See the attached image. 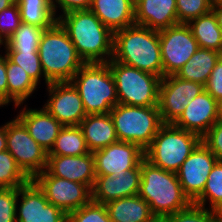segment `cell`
Wrapping results in <instances>:
<instances>
[{
  "label": "cell",
  "mask_w": 222,
  "mask_h": 222,
  "mask_svg": "<svg viewBox=\"0 0 222 222\" xmlns=\"http://www.w3.org/2000/svg\"><path fill=\"white\" fill-rule=\"evenodd\" d=\"M84 63H107L113 56V33L90 10L58 16Z\"/></svg>",
  "instance_id": "cell-1"
},
{
  "label": "cell",
  "mask_w": 222,
  "mask_h": 222,
  "mask_svg": "<svg viewBox=\"0 0 222 222\" xmlns=\"http://www.w3.org/2000/svg\"><path fill=\"white\" fill-rule=\"evenodd\" d=\"M112 60L164 77L159 31L133 24L113 33Z\"/></svg>",
  "instance_id": "cell-2"
},
{
  "label": "cell",
  "mask_w": 222,
  "mask_h": 222,
  "mask_svg": "<svg viewBox=\"0 0 222 222\" xmlns=\"http://www.w3.org/2000/svg\"><path fill=\"white\" fill-rule=\"evenodd\" d=\"M38 53L46 86L53 82H70L85 64L58 21L43 31Z\"/></svg>",
  "instance_id": "cell-3"
},
{
  "label": "cell",
  "mask_w": 222,
  "mask_h": 222,
  "mask_svg": "<svg viewBox=\"0 0 222 222\" xmlns=\"http://www.w3.org/2000/svg\"><path fill=\"white\" fill-rule=\"evenodd\" d=\"M138 195L149 204L153 215H171L192 204L175 172L154 166L145 158L141 161Z\"/></svg>",
  "instance_id": "cell-4"
},
{
  "label": "cell",
  "mask_w": 222,
  "mask_h": 222,
  "mask_svg": "<svg viewBox=\"0 0 222 222\" xmlns=\"http://www.w3.org/2000/svg\"><path fill=\"white\" fill-rule=\"evenodd\" d=\"M70 82L87 115L107 114L118 104L115 80L107 63H85Z\"/></svg>",
  "instance_id": "cell-5"
},
{
  "label": "cell",
  "mask_w": 222,
  "mask_h": 222,
  "mask_svg": "<svg viewBox=\"0 0 222 222\" xmlns=\"http://www.w3.org/2000/svg\"><path fill=\"white\" fill-rule=\"evenodd\" d=\"M201 142L202 138L197 134L173 123H164L144 150V156L154 166L176 173Z\"/></svg>",
  "instance_id": "cell-6"
},
{
  "label": "cell",
  "mask_w": 222,
  "mask_h": 222,
  "mask_svg": "<svg viewBox=\"0 0 222 222\" xmlns=\"http://www.w3.org/2000/svg\"><path fill=\"white\" fill-rule=\"evenodd\" d=\"M119 141L139 145L145 150L164 124L158 106L117 104L109 112Z\"/></svg>",
  "instance_id": "cell-7"
},
{
  "label": "cell",
  "mask_w": 222,
  "mask_h": 222,
  "mask_svg": "<svg viewBox=\"0 0 222 222\" xmlns=\"http://www.w3.org/2000/svg\"><path fill=\"white\" fill-rule=\"evenodd\" d=\"M107 64L113 74L119 104L158 106L161 78L152 73L110 59Z\"/></svg>",
  "instance_id": "cell-8"
},
{
  "label": "cell",
  "mask_w": 222,
  "mask_h": 222,
  "mask_svg": "<svg viewBox=\"0 0 222 222\" xmlns=\"http://www.w3.org/2000/svg\"><path fill=\"white\" fill-rule=\"evenodd\" d=\"M6 146L17 165L30 179L46 169L48 152L29 135L17 117L6 123Z\"/></svg>",
  "instance_id": "cell-9"
},
{
  "label": "cell",
  "mask_w": 222,
  "mask_h": 222,
  "mask_svg": "<svg viewBox=\"0 0 222 222\" xmlns=\"http://www.w3.org/2000/svg\"><path fill=\"white\" fill-rule=\"evenodd\" d=\"M159 41L164 76L175 75L199 48L187 24L159 30Z\"/></svg>",
  "instance_id": "cell-10"
},
{
  "label": "cell",
  "mask_w": 222,
  "mask_h": 222,
  "mask_svg": "<svg viewBox=\"0 0 222 222\" xmlns=\"http://www.w3.org/2000/svg\"><path fill=\"white\" fill-rule=\"evenodd\" d=\"M44 192L49 203L66 214L77 210L92 200L88 185L52 176L46 169L32 179Z\"/></svg>",
  "instance_id": "cell-11"
},
{
  "label": "cell",
  "mask_w": 222,
  "mask_h": 222,
  "mask_svg": "<svg viewBox=\"0 0 222 222\" xmlns=\"http://www.w3.org/2000/svg\"><path fill=\"white\" fill-rule=\"evenodd\" d=\"M205 90L198 82L164 76L160 81L158 109L163 123H174L184 112L190 100Z\"/></svg>",
  "instance_id": "cell-12"
},
{
  "label": "cell",
  "mask_w": 222,
  "mask_h": 222,
  "mask_svg": "<svg viewBox=\"0 0 222 222\" xmlns=\"http://www.w3.org/2000/svg\"><path fill=\"white\" fill-rule=\"evenodd\" d=\"M18 196L21 200H17L16 222H67V214L49 203L32 179L18 188Z\"/></svg>",
  "instance_id": "cell-13"
},
{
  "label": "cell",
  "mask_w": 222,
  "mask_h": 222,
  "mask_svg": "<svg viewBox=\"0 0 222 222\" xmlns=\"http://www.w3.org/2000/svg\"><path fill=\"white\" fill-rule=\"evenodd\" d=\"M46 87L49 99L43 107L63 126H79L87 114L73 84L53 82Z\"/></svg>",
  "instance_id": "cell-14"
},
{
  "label": "cell",
  "mask_w": 222,
  "mask_h": 222,
  "mask_svg": "<svg viewBox=\"0 0 222 222\" xmlns=\"http://www.w3.org/2000/svg\"><path fill=\"white\" fill-rule=\"evenodd\" d=\"M217 161L215 155L201 142L176 172L184 194L192 203L202 194L208 175Z\"/></svg>",
  "instance_id": "cell-15"
},
{
  "label": "cell",
  "mask_w": 222,
  "mask_h": 222,
  "mask_svg": "<svg viewBox=\"0 0 222 222\" xmlns=\"http://www.w3.org/2000/svg\"><path fill=\"white\" fill-rule=\"evenodd\" d=\"M95 175L116 176L125 170L141 168L144 150L135 143L117 141L93 152Z\"/></svg>",
  "instance_id": "cell-16"
},
{
  "label": "cell",
  "mask_w": 222,
  "mask_h": 222,
  "mask_svg": "<svg viewBox=\"0 0 222 222\" xmlns=\"http://www.w3.org/2000/svg\"><path fill=\"white\" fill-rule=\"evenodd\" d=\"M141 168L125 170L116 176L96 175L92 200L107 204L110 201L137 195L140 189Z\"/></svg>",
  "instance_id": "cell-17"
},
{
  "label": "cell",
  "mask_w": 222,
  "mask_h": 222,
  "mask_svg": "<svg viewBox=\"0 0 222 222\" xmlns=\"http://www.w3.org/2000/svg\"><path fill=\"white\" fill-rule=\"evenodd\" d=\"M217 121V100L204 90L190 100L184 112L173 124L202 138Z\"/></svg>",
  "instance_id": "cell-18"
},
{
  "label": "cell",
  "mask_w": 222,
  "mask_h": 222,
  "mask_svg": "<svg viewBox=\"0 0 222 222\" xmlns=\"http://www.w3.org/2000/svg\"><path fill=\"white\" fill-rule=\"evenodd\" d=\"M46 170L59 178L88 185H94L95 164L92 152L80 156L48 155Z\"/></svg>",
  "instance_id": "cell-19"
},
{
  "label": "cell",
  "mask_w": 222,
  "mask_h": 222,
  "mask_svg": "<svg viewBox=\"0 0 222 222\" xmlns=\"http://www.w3.org/2000/svg\"><path fill=\"white\" fill-rule=\"evenodd\" d=\"M21 109L16 116L26 127L29 135L47 152L54 146L63 125L59 123L44 107L39 109Z\"/></svg>",
  "instance_id": "cell-20"
},
{
  "label": "cell",
  "mask_w": 222,
  "mask_h": 222,
  "mask_svg": "<svg viewBox=\"0 0 222 222\" xmlns=\"http://www.w3.org/2000/svg\"><path fill=\"white\" fill-rule=\"evenodd\" d=\"M134 8L137 25L159 31L179 24L176 0H137Z\"/></svg>",
  "instance_id": "cell-21"
},
{
  "label": "cell",
  "mask_w": 222,
  "mask_h": 222,
  "mask_svg": "<svg viewBox=\"0 0 222 222\" xmlns=\"http://www.w3.org/2000/svg\"><path fill=\"white\" fill-rule=\"evenodd\" d=\"M132 0H92L90 10L112 32L135 24Z\"/></svg>",
  "instance_id": "cell-22"
},
{
  "label": "cell",
  "mask_w": 222,
  "mask_h": 222,
  "mask_svg": "<svg viewBox=\"0 0 222 222\" xmlns=\"http://www.w3.org/2000/svg\"><path fill=\"white\" fill-rule=\"evenodd\" d=\"M79 127L87 147L92 153L118 141L114 123L109 113L86 115Z\"/></svg>",
  "instance_id": "cell-23"
},
{
  "label": "cell",
  "mask_w": 222,
  "mask_h": 222,
  "mask_svg": "<svg viewBox=\"0 0 222 222\" xmlns=\"http://www.w3.org/2000/svg\"><path fill=\"white\" fill-rule=\"evenodd\" d=\"M112 222H147L152 216L149 204L138 194L105 204Z\"/></svg>",
  "instance_id": "cell-24"
},
{
  "label": "cell",
  "mask_w": 222,
  "mask_h": 222,
  "mask_svg": "<svg viewBox=\"0 0 222 222\" xmlns=\"http://www.w3.org/2000/svg\"><path fill=\"white\" fill-rule=\"evenodd\" d=\"M221 56L218 51L199 47L175 76L205 85Z\"/></svg>",
  "instance_id": "cell-25"
},
{
  "label": "cell",
  "mask_w": 222,
  "mask_h": 222,
  "mask_svg": "<svg viewBox=\"0 0 222 222\" xmlns=\"http://www.w3.org/2000/svg\"><path fill=\"white\" fill-rule=\"evenodd\" d=\"M7 73V105L12 102L15 108L23 105L37 89V84L31 79L29 74L6 56Z\"/></svg>",
  "instance_id": "cell-26"
},
{
  "label": "cell",
  "mask_w": 222,
  "mask_h": 222,
  "mask_svg": "<svg viewBox=\"0 0 222 222\" xmlns=\"http://www.w3.org/2000/svg\"><path fill=\"white\" fill-rule=\"evenodd\" d=\"M198 46L222 53V29L212 11L199 16L187 24Z\"/></svg>",
  "instance_id": "cell-27"
},
{
  "label": "cell",
  "mask_w": 222,
  "mask_h": 222,
  "mask_svg": "<svg viewBox=\"0 0 222 222\" xmlns=\"http://www.w3.org/2000/svg\"><path fill=\"white\" fill-rule=\"evenodd\" d=\"M16 2L21 21L25 24L48 29L58 20L53 11L52 0H16Z\"/></svg>",
  "instance_id": "cell-28"
},
{
  "label": "cell",
  "mask_w": 222,
  "mask_h": 222,
  "mask_svg": "<svg viewBox=\"0 0 222 222\" xmlns=\"http://www.w3.org/2000/svg\"><path fill=\"white\" fill-rule=\"evenodd\" d=\"M79 126H63L48 155L80 156L89 153Z\"/></svg>",
  "instance_id": "cell-29"
},
{
  "label": "cell",
  "mask_w": 222,
  "mask_h": 222,
  "mask_svg": "<svg viewBox=\"0 0 222 222\" xmlns=\"http://www.w3.org/2000/svg\"><path fill=\"white\" fill-rule=\"evenodd\" d=\"M45 29L21 23L3 46L6 51H38L41 35Z\"/></svg>",
  "instance_id": "cell-30"
},
{
  "label": "cell",
  "mask_w": 222,
  "mask_h": 222,
  "mask_svg": "<svg viewBox=\"0 0 222 222\" xmlns=\"http://www.w3.org/2000/svg\"><path fill=\"white\" fill-rule=\"evenodd\" d=\"M219 211L222 208V161H217L213 166L202 194L193 202L198 206Z\"/></svg>",
  "instance_id": "cell-31"
},
{
  "label": "cell",
  "mask_w": 222,
  "mask_h": 222,
  "mask_svg": "<svg viewBox=\"0 0 222 222\" xmlns=\"http://www.w3.org/2000/svg\"><path fill=\"white\" fill-rule=\"evenodd\" d=\"M30 180L8 150L0 152V188H19Z\"/></svg>",
  "instance_id": "cell-32"
},
{
  "label": "cell",
  "mask_w": 222,
  "mask_h": 222,
  "mask_svg": "<svg viewBox=\"0 0 222 222\" xmlns=\"http://www.w3.org/2000/svg\"><path fill=\"white\" fill-rule=\"evenodd\" d=\"M5 55L11 62L20 65L37 85L41 76L45 80L38 51H5Z\"/></svg>",
  "instance_id": "cell-33"
},
{
  "label": "cell",
  "mask_w": 222,
  "mask_h": 222,
  "mask_svg": "<svg viewBox=\"0 0 222 222\" xmlns=\"http://www.w3.org/2000/svg\"><path fill=\"white\" fill-rule=\"evenodd\" d=\"M67 222H112L106 206L91 200L81 208L67 214Z\"/></svg>",
  "instance_id": "cell-34"
},
{
  "label": "cell",
  "mask_w": 222,
  "mask_h": 222,
  "mask_svg": "<svg viewBox=\"0 0 222 222\" xmlns=\"http://www.w3.org/2000/svg\"><path fill=\"white\" fill-rule=\"evenodd\" d=\"M211 8L210 0H176L179 24H188L197 17L209 13Z\"/></svg>",
  "instance_id": "cell-35"
},
{
  "label": "cell",
  "mask_w": 222,
  "mask_h": 222,
  "mask_svg": "<svg viewBox=\"0 0 222 222\" xmlns=\"http://www.w3.org/2000/svg\"><path fill=\"white\" fill-rule=\"evenodd\" d=\"M22 23L17 2L0 12V41L4 43Z\"/></svg>",
  "instance_id": "cell-36"
},
{
  "label": "cell",
  "mask_w": 222,
  "mask_h": 222,
  "mask_svg": "<svg viewBox=\"0 0 222 222\" xmlns=\"http://www.w3.org/2000/svg\"><path fill=\"white\" fill-rule=\"evenodd\" d=\"M217 211L191 204L188 208L169 215L171 222H211Z\"/></svg>",
  "instance_id": "cell-37"
},
{
  "label": "cell",
  "mask_w": 222,
  "mask_h": 222,
  "mask_svg": "<svg viewBox=\"0 0 222 222\" xmlns=\"http://www.w3.org/2000/svg\"><path fill=\"white\" fill-rule=\"evenodd\" d=\"M18 188L0 189V222H16Z\"/></svg>",
  "instance_id": "cell-38"
},
{
  "label": "cell",
  "mask_w": 222,
  "mask_h": 222,
  "mask_svg": "<svg viewBox=\"0 0 222 222\" xmlns=\"http://www.w3.org/2000/svg\"><path fill=\"white\" fill-rule=\"evenodd\" d=\"M204 145L222 161V121L218 120L202 137Z\"/></svg>",
  "instance_id": "cell-39"
},
{
  "label": "cell",
  "mask_w": 222,
  "mask_h": 222,
  "mask_svg": "<svg viewBox=\"0 0 222 222\" xmlns=\"http://www.w3.org/2000/svg\"><path fill=\"white\" fill-rule=\"evenodd\" d=\"M205 86V90L215 99L222 98V56L215 64L214 69L211 72V76L208 78Z\"/></svg>",
  "instance_id": "cell-40"
},
{
  "label": "cell",
  "mask_w": 222,
  "mask_h": 222,
  "mask_svg": "<svg viewBox=\"0 0 222 222\" xmlns=\"http://www.w3.org/2000/svg\"><path fill=\"white\" fill-rule=\"evenodd\" d=\"M92 0H52V6L55 16L58 18L57 8L61 9V15L75 10L90 9Z\"/></svg>",
  "instance_id": "cell-41"
},
{
  "label": "cell",
  "mask_w": 222,
  "mask_h": 222,
  "mask_svg": "<svg viewBox=\"0 0 222 222\" xmlns=\"http://www.w3.org/2000/svg\"><path fill=\"white\" fill-rule=\"evenodd\" d=\"M0 98L7 104L6 55L0 54Z\"/></svg>",
  "instance_id": "cell-42"
},
{
  "label": "cell",
  "mask_w": 222,
  "mask_h": 222,
  "mask_svg": "<svg viewBox=\"0 0 222 222\" xmlns=\"http://www.w3.org/2000/svg\"><path fill=\"white\" fill-rule=\"evenodd\" d=\"M6 123L0 126V152L6 151Z\"/></svg>",
  "instance_id": "cell-43"
},
{
  "label": "cell",
  "mask_w": 222,
  "mask_h": 222,
  "mask_svg": "<svg viewBox=\"0 0 222 222\" xmlns=\"http://www.w3.org/2000/svg\"><path fill=\"white\" fill-rule=\"evenodd\" d=\"M211 11L214 13L217 23L222 29V4L212 6Z\"/></svg>",
  "instance_id": "cell-44"
},
{
  "label": "cell",
  "mask_w": 222,
  "mask_h": 222,
  "mask_svg": "<svg viewBox=\"0 0 222 222\" xmlns=\"http://www.w3.org/2000/svg\"><path fill=\"white\" fill-rule=\"evenodd\" d=\"M147 222H171L169 215H153Z\"/></svg>",
  "instance_id": "cell-45"
},
{
  "label": "cell",
  "mask_w": 222,
  "mask_h": 222,
  "mask_svg": "<svg viewBox=\"0 0 222 222\" xmlns=\"http://www.w3.org/2000/svg\"><path fill=\"white\" fill-rule=\"evenodd\" d=\"M15 2L16 0H0V12L5 8H8L9 6L13 5Z\"/></svg>",
  "instance_id": "cell-46"
},
{
  "label": "cell",
  "mask_w": 222,
  "mask_h": 222,
  "mask_svg": "<svg viewBox=\"0 0 222 222\" xmlns=\"http://www.w3.org/2000/svg\"><path fill=\"white\" fill-rule=\"evenodd\" d=\"M218 120L222 121V98L217 101Z\"/></svg>",
  "instance_id": "cell-47"
},
{
  "label": "cell",
  "mask_w": 222,
  "mask_h": 222,
  "mask_svg": "<svg viewBox=\"0 0 222 222\" xmlns=\"http://www.w3.org/2000/svg\"><path fill=\"white\" fill-rule=\"evenodd\" d=\"M211 222H222V214L218 212L212 217Z\"/></svg>",
  "instance_id": "cell-48"
},
{
  "label": "cell",
  "mask_w": 222,
  "mask_h": 222,
  "mask_svg": "<svg viewBox=\"0 0 222 222\" xmlns=\"http://www.w3.org/2000/svg\"><path fill=\"white\" fill-rule=\"evenodd\" d=\"M212 6L222 4V0H210Z\"/></svg>",
  "instance_id": "cell-49"
},
{
  "label": "cell",
  "mask_w": 222,
  "mask_h": 222,
  "mask_svg": "<svg viewBox=\"0 0 222 222\" xmlns=\"http://www.w3.org/2000/svg\"><path fill=\"white\" fill-rule=\"evenodd\" d=\"M7 104L0 98V107L6 106Z\"/></svg>",
  "instance_id": "cell-50"
},
{
  "label": "cell",
  "mask_w": 222,
  "mask_h": 222,
  "mask_svg": "<svg viewBox=\"0 0 222 222\" xmlns=\"http://www.w3.org/2000/svg\"><path fill=\"white\" fill-rule=\"evenodd\" d=\"M219 214H222V208L218 211Z\"/></svg>",
  "instance_id": "cell-51"
}]
</instances>
